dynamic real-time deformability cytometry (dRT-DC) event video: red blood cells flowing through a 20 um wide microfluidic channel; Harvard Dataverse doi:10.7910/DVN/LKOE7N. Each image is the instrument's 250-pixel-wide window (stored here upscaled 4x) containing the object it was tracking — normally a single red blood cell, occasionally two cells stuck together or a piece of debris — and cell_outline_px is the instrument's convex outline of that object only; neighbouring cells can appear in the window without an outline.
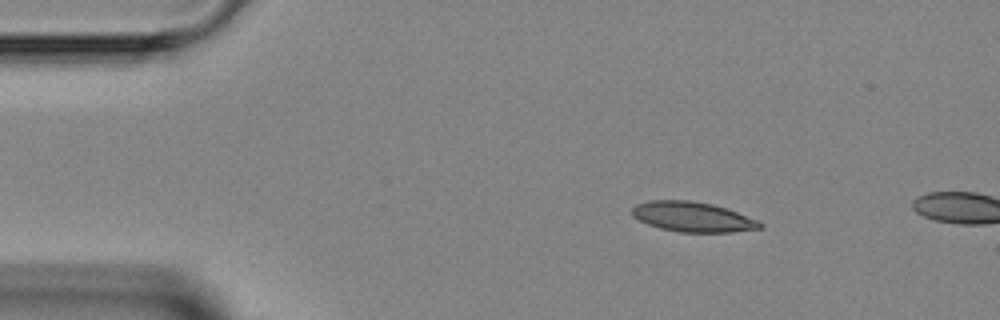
{"species": "Egyptian fruit bat (a non-hibernating species)", "species_latin": "Rousettus aegyptiacus", "temperature_condition": "room temperature", "stored_images_in_passage": 2, "camera_frame_rate_fps": 3000, "um_per_image_px": 0.085, "animal": {"sex": "female"}, "frame": {"image": 1, "passage_image": 1, "time_ms": 0.0, "image_size_px": [1000, 320], "cell_outline_px": [[764, 228], [732, 232], [680, 232], [660, 228], [648, 224], [632, 216], [632, 208], [636, 204], [648, 200], [688, 200], [712, 204], [760, 220], [764, 224]], "centroid_in_image_um": [58.9, 18.43], "position_along_channel_um": 26.1, "area_um2": 22.37}}